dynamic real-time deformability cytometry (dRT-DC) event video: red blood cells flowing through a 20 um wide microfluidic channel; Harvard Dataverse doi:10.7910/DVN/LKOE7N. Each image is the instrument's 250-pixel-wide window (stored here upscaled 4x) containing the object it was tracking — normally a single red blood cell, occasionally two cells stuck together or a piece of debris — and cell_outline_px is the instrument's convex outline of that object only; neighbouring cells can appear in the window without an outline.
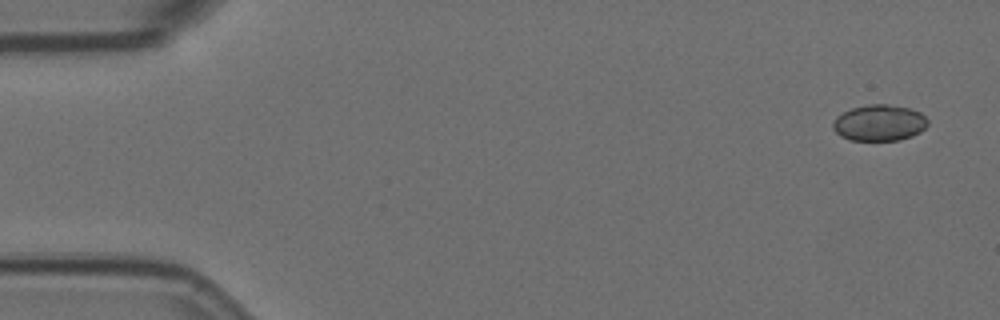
{"species": "Egyptian fruit bat (a non-hibernating species)", "species_latin": "Rousettus aegyptiacus", "temperature_condition": "room temperature", "stored_images_in_passage": 8, "camera_frame_rate_fps": 3000, "um_per_image_px": 0.085, "animal": {"sex": "female"}, "frame": {"image": 1, "passage_image": 1, "time_ms": 0.0, "image_size_px": [1000, 320], "cell_outline_px": [[928, 124], [920, 132], [912, 136], [900, 140], [852, 140], [840, 136], [832, 128], [832, 124], [836, 116], [852, 108], [868, 104], [888, 104], [908, 108], [920, 112], [928, 120]], "centroid_in_image_um": [74.73, 10.44], "position_along_channel_um": 10.3, "area_um2": 20.0}}
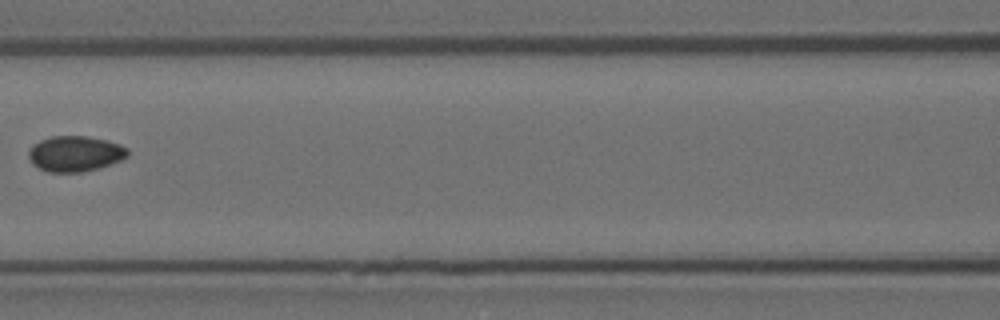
{"frame": {"image": 2, "passage_image": 7, "time_ms": 2.0, "image_size_px": [1000, 320], "cell_outline_px": [[128, 156], [120, 160], [84, 172], [48, 172], [32, 164], [28, 156], [28, 152], [32, 144], [40, 140], [52, 136], [84, 136], [108, 140], [120, 144], [128, 148]], "centroid_in_image_um": [6.36, 13.05], "position_along_channel_um": 160.2, "area_um2": 20.52}}
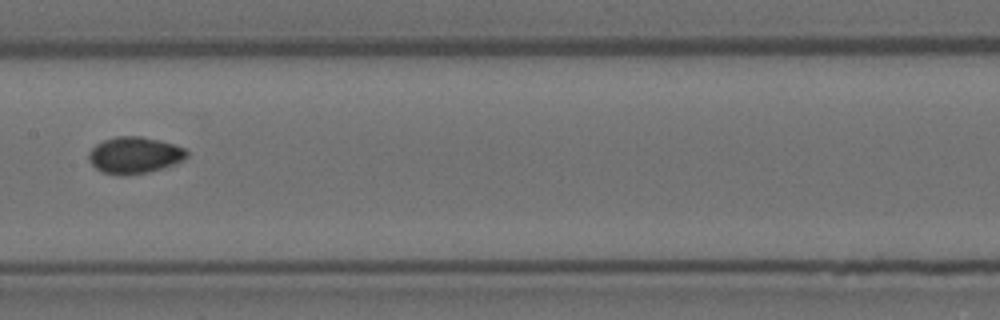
{"frame": {"image": 3, "passage_image": 8, "time_ms": 2.333, "image_size_px": [1000, 320], "cell_outline_px": [[188, 156], [184, 160], [148, 172], [120, 176], [104, 172], [96, 168], [88, 160], [88, 152], [96, 144], [104, 140], [116, 136], [140, 136], [160, 140], [184, 148], [188, 152]], "centroid_in_image_um": [11.41, 13.18], "position_along_channel_um": 196.0, "area_um2": 20.81}}